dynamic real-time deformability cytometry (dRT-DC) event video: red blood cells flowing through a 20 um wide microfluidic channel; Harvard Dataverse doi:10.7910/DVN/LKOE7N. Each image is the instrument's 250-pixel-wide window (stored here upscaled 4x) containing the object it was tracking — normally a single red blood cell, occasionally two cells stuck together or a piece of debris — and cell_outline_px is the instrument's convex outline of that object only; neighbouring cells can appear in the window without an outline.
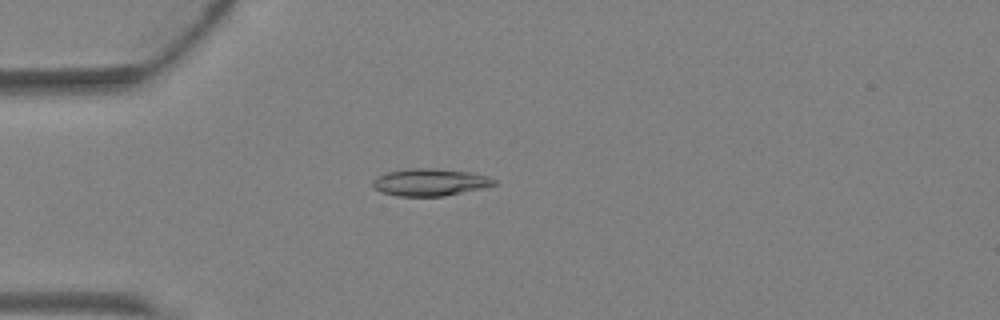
{"species": "Egyptian fruit bat (a non-hibernating species)", "species_latin": "Rousettus aegyptiacus", "temperature_condition": "warm", "stored_images_in_passage": 4, "camera_frame_rate_fps": 3000, "um_per_image_px": 0.085, "animal": {"sex": "female"}, "frame": {"image": 1, "passage_image": 4, "time_ms": 1.0, "image_size_px": [1000, 320], "cell_outline_px": [[496, 184], [484, 188], [444, 196], [396, 196], [380, 192], [372, 188], [372, 180], [376, 176], [388, 172], [412, 168], [424, 168], [468, 172], [488, 176], [496, 180]], "centroid_in_image_um": [36.51, 15.5], "position_along_channel_um": 48.5, "area_um2": 19.25}}